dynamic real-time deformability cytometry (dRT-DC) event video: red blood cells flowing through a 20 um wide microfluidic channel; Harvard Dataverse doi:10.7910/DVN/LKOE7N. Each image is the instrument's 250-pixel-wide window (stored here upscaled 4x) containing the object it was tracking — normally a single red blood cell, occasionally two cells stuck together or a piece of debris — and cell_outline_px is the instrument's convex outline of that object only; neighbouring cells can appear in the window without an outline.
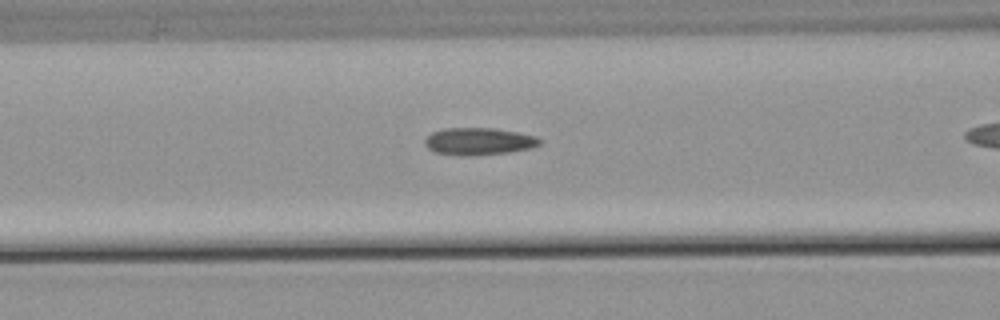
{"species": "common noctule bat (a hibernating species)", "species_latin": "Nyctalus noctula", "temperature_condition": "warm", "stored_images_in_passage": 21, "camera_frame_rate_fps": 3000, "um_per_image_px": 0.085, "animal": {"sex": "male", "body_mass_g": 21.5, "forearm_length_mm": 52.0}, "frame": {"image": 1, "passage_image": 7, "time_ms": 2.0, "image_size_px": [1000, 320], "cell_outline_px": [[540, 144], [532, 148], [508, 152], [472, 156], [460, 156], [436, 152], [428, 148], [424, 144], [424, 140], [432, 132], [444, 128], [496, 128], [536, 136], [540, 140]], "centroid_in_image_um": [40.68, 12.02], "position_along_channel_um": 125.9, "area_um2": 18.26}}
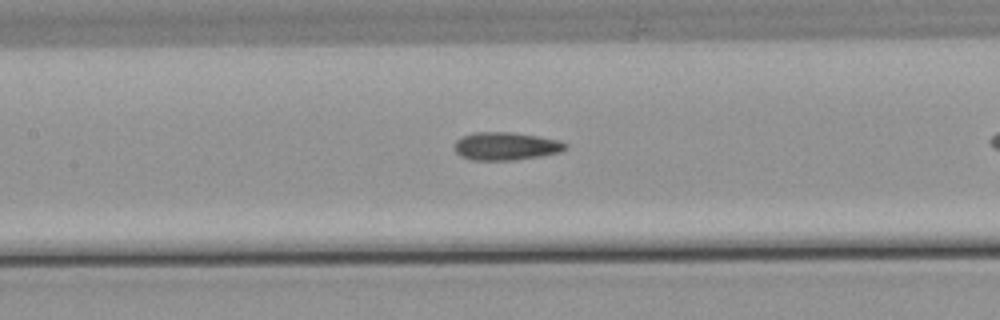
{"frame": {"image": 2, "passage_image": 10, "time_ms": 3.0, "image_size_px": [1000, 320], "cell_outline_px": [[568, 148], [560, 152], [540, 156], [516, 160], [472, 160], [460, 156], [452, 148], [452, 144], [460, 136], [472, 132], [512, 132], [560, 140], [568, 144]], "centroid_in_image_um": [42.95, 12.42], "position_along_channel_um": 164.4, "area_um2": 18.44}}